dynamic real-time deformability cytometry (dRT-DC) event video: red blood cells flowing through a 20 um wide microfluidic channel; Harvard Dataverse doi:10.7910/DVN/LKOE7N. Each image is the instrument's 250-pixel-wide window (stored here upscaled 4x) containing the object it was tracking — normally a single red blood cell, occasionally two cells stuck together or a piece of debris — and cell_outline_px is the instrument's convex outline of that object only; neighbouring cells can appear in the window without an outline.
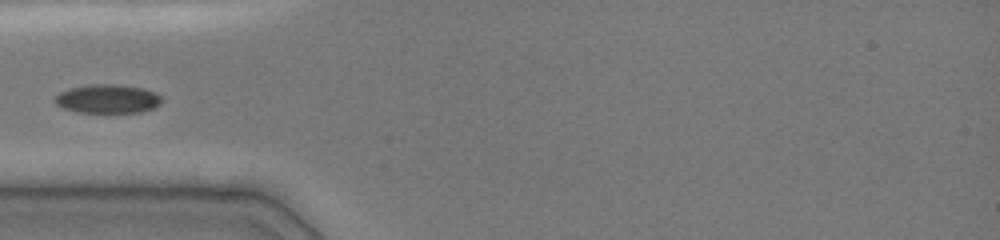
{"species": "common noctule bat (a hibernating species)", "species_latin": "Nyctalus noctula", "temperature_condition": "cold", "stored_images_in_passage": 11, "camera_frame_rate_fps": 3000, "um_per_image_px": 0.085, "animal": {"sex": "female", "body_mass_g": 19.0, "forearm_length_mm": 51.5}, "frame": {"image": 1, "passage_image": 8, "time_ms": 4.333, "image_size_px": [1000, 240], "cell_outline_px": [[160, 104], [152, 108], [140, 112], [76, 112], [64, 108], [56, 104], [52, 100], [60, 92], [72, 88], [92, 84], [108, 84], [140, 88], [152, 92], [160, 96]], "centroid_in_image_um": [9.09, 8.41], "position_along_channel_um": 75.9, "area_um2": 17.46}}